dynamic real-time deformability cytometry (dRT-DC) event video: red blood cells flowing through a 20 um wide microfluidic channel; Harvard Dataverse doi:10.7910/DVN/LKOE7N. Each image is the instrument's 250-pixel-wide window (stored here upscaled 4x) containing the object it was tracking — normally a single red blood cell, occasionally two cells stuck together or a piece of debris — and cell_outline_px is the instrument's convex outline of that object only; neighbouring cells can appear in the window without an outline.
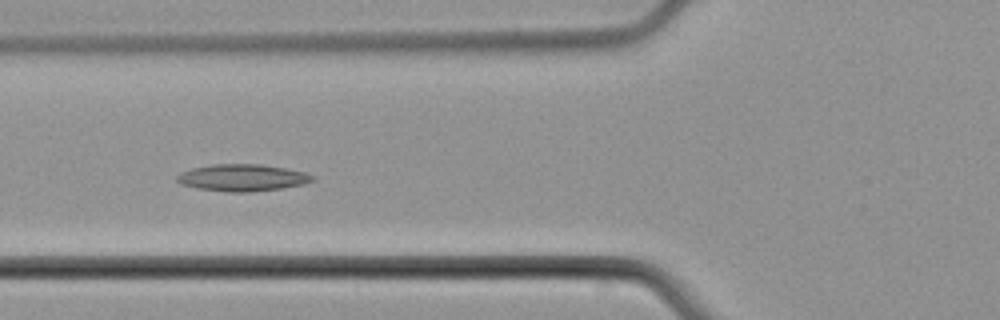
{"species": "common noctule bat (a hibernating species)", "species_latin": "Nyctalus noctula", "temperature_condition": "cold", "stored_images_in_passage": 7, "camera_frame_rate_fps": 3000, "um_per_image_px": 0.085, "animal": {"sex": "male", "body_mass_g": 21.5, "forearm_length_mm": 52.0}, "frame": {"image": 1, "passage_image": 6, "time_ms": 6.333, "image_size_px": [1000, 320], "cell_outline_px": [[316, 180], [304, 184], [280, 188], [252, 192], [228, 192], [196, 188], [180, 184], [176, 180], [176, 176], [180, 172], [192, 168], [212, 164], [260, 164], [284, 168], [304, 172], [316, 176]], "centroid_in_image_um": [20.59, 15.1], "position_along_channel_um": 105.2, "area_um2": 21.39}}
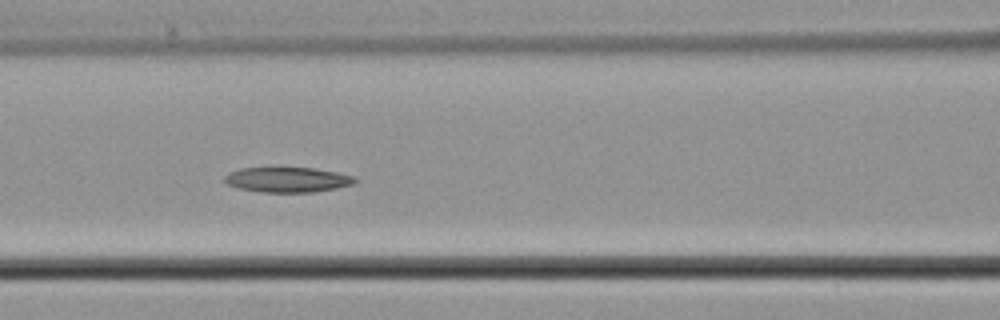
{"frame": {"image": 2, "passage_image": 7, "time_ms": 7.333, "image_size_px": [1000, 320], "cell_outline_px": [[360, 180], [352, 184], [336, 188], [312, 192], [260, 192], [240, 188], [228, 184], [224, 180], [224, 176], [228, 172], [240, 168], [312, 168], [336, 172], [352, 176]], "centroid_in_image_um": [24.42, 15.27], "position_along_channel_um": 142.2, "area_um2": 18.9}}